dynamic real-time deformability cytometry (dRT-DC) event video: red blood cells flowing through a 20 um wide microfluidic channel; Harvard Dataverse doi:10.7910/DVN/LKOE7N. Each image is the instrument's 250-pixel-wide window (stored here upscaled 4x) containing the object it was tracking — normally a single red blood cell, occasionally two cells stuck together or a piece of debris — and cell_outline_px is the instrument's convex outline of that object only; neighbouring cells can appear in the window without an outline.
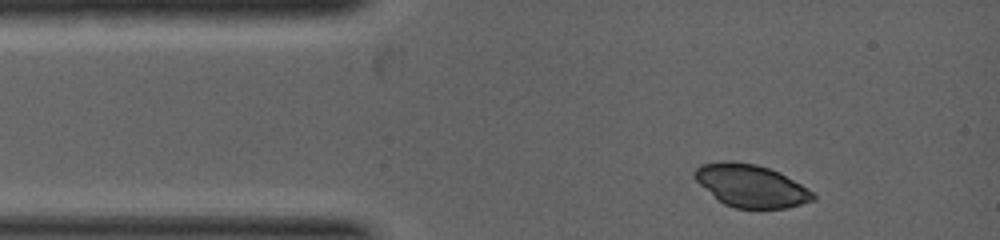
{"species": "common noctule bat (a hibernating species)", "species_latin": "Nyctalus noctula", "temperature_condition": "warm", "stored_images_in_passage": 1, "camera_frame_rate_fps": 5000, "um_per_image_px": 0.085, "animal": {"sex": "female", "body_mass_g": 19.0, "forearm_length_mm": 53.3}, "frame": {"image": 1, "passage_image": 1, "time_ms": 0.0, "image_size_px": [1000, 240], "cell_outline_px": [[816, 200], [784, 208], [736, 208], [724, 204], [700, 184], [692, 176], [692, 172], [700, 164], [724, 160], [732, 160], [756, 164], [780, 172], [800, 184], [812, 192], [816, 196]], "centroid_in_image_um": [63.8, 15.76], "position_along_channel_um": 21.2, "area_um2": 29.3}}